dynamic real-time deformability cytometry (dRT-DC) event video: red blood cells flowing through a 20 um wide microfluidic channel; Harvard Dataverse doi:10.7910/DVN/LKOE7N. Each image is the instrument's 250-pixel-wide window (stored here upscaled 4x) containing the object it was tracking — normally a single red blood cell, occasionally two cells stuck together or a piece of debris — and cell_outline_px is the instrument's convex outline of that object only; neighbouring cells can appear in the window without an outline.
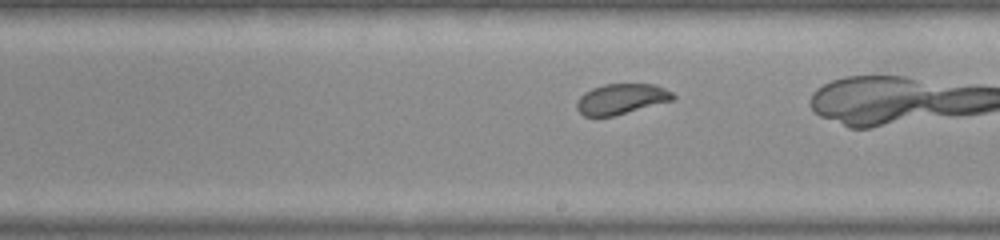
{"species": "common noctule bat (a hibernating species)", "species_latin": "Nyctalus noctula", "temperature_condition": "warm", "stored_images_in_passage": 27, "camera_frame_rate_fps": 3000, "um_per_image_px": 0.085, "animal": {"sex": "female", "body_mass_g": 22.0, "forearm_length_mm": 56.7}, "frame": {"image": 1, "passage_image": 16, "time_ms": 5.0, "image_size_px": [1000, 240], "cell_outline_px": [[676, 100], [612, 116], [584, 116], [576, 108], [576, 100], [584, 92], [592, 88], [604, 84], [656, 84], [672, 92], [676, 96]], "centroid_in_image_um": [52.83, 8.4], "position_along_channel_um": 236.2, "area_um2": 17.22}}